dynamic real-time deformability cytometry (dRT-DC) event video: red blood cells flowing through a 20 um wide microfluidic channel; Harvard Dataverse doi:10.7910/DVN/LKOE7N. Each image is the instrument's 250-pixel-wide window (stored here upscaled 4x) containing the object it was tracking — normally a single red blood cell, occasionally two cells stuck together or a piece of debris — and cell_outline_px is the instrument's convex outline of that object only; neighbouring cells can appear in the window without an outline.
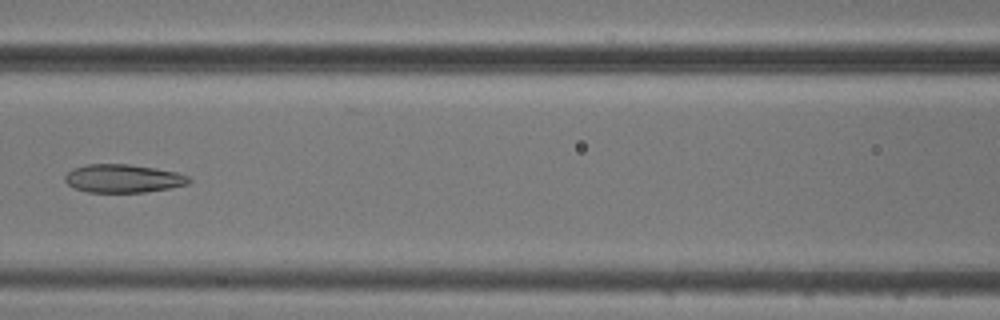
{"species": "common noctule bat (a hibernating species)", "species_latin": "Nyctalus noctula", "temperature_condition": "cold", "stored_images_in_passage": 6, "camera_frame_rate_fps": 3000, "um_per_image_px": 0.085, "animal": {"sex": "male", "body_mass_g": 20.5, "forearm_length_mm": 52.5}, "frame": {"image": 1, "passage_image": 6, "time_ms": 6.0, "image_size_px": [1000, 320], "cell_outline_px": [[192, 180], [188, 184], [168, 188], [144, 192], [88, 192], [72, 188], [64, 180], [64, 176], [72, 168], [84, 164], [128, 164], [156, 168], [176, 172], [188, 176]], "centroid_in_image_um": [10.42, 15.16], "position_along_channel_um": 156.2, "area_um2": 20.52}}